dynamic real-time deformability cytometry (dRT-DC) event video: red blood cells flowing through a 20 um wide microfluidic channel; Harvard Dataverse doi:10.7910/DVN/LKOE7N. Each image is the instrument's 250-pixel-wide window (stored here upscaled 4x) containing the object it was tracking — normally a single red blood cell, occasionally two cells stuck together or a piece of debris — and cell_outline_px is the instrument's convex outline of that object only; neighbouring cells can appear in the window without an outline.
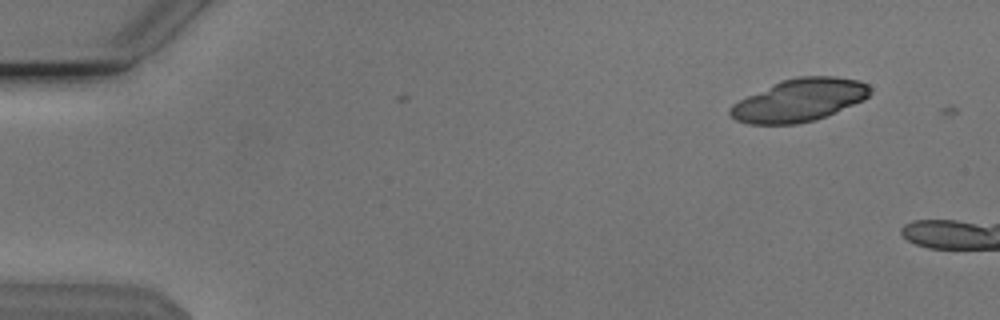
{"species": "Egyptian fruit bat (a non-hibernating species)", "species_latin": "Rousettus aegyptiacus", "temperature_condition": "cold", "stored_images_in_passage": 3, "camera_frame_rate_fps": 3000, "um_per_image_px": 0.085, "animal": {"sex": "male"}, "frame": {"image": 1, "passage_image": 1, "time_ms": 0.0, "image_size_px": [1000, 320], "cell_outline_px": [[872, 92], [864, 100], [816, 120], [796, 124], [748, 124], [736, 120], [728, 112], [728, 108], [732, 104], [748, 96], [784, 80], [796, 76], [836, 76], [860, 80], [868, 84], [872, 88]], "centroid_in_image_um": [67.99, 8.52], "position_along_channel_um": 17.0, "area_um2": 34.62}}